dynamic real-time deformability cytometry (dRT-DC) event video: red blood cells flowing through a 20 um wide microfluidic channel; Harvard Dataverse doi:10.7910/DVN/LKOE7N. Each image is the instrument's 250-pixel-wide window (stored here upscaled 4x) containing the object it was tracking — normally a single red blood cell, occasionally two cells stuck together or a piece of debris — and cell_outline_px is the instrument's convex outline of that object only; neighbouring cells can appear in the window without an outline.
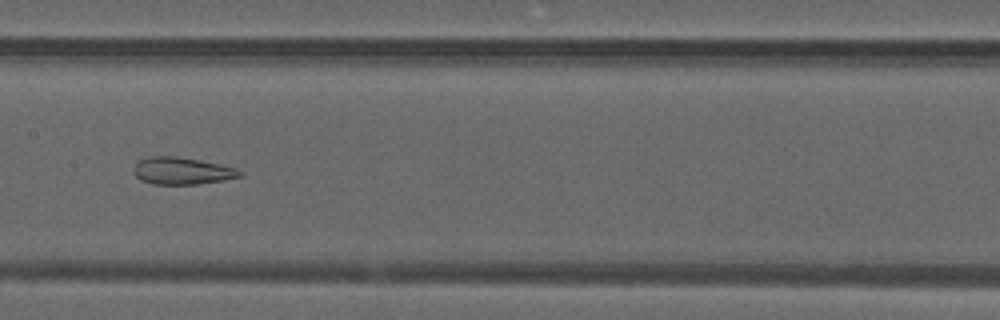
{"species": "common noctule bat (a hibernating species)", "species_latin": "Nyctalus noctula", "temperature_condition": "warm", "stored_images_in_passage": 51, "camera_frame_rate_fps": 3000, "um_per_image_px": 0.085, "animal": {"sex": "male", "forearm_length_mm": 52.5}, "frame": {"image": 1, "passage_image": 26, "time_ms": 8.333, "image_size_px": [1000, 320], "cell_outline_px": [[244, 176], [224, 180], [196, 184], [152, 184], [140, 180], [132, 172], [132, 168], [136, 160], [148, 156], [176, 156], [200, 160], [220, 164], [236, 168], [244, 172]], "centroid_in_image_um": [15.44, 14.51], "position_along_channel_um": 192.0, "area_um2": 17.17}}
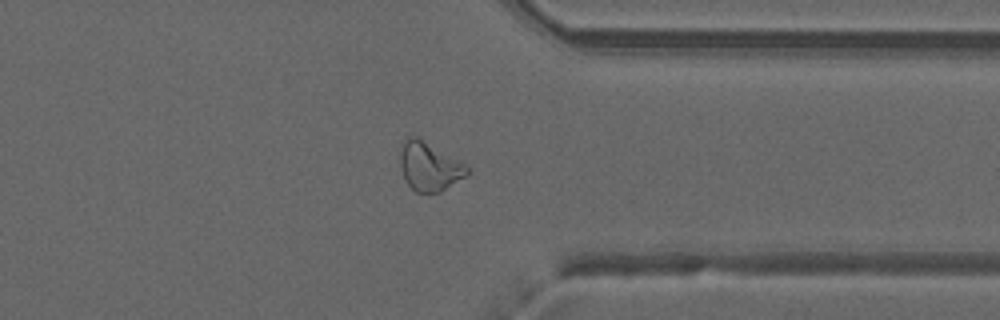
{"frame": {"image": 2, "passage_image": 40, "time_ms": 13.0, "image_size_px": [1000, 320], "cell_outline_px": [[468, 172], [464, 176], [440, 192], [416, 192], [408, 184], [404, 176], [400, 164], [400, 152], [404, 140], [408, 136], [416, 136], [468, 164]], "centroid_in_image_um": [36.49, 14.12], "position_along_channel_um": 374.9, "area_um2": 18.79}}
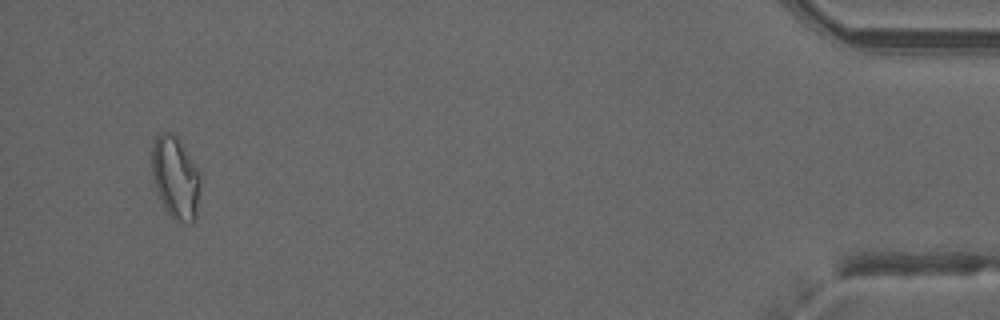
{"frame": {"image": 3, "passage_image": 49, "time_ms": 16.0, "image_size_px": [1000, 320], "cell_outline_px": [[200, 180], [196, 216], [192, 224], [176, 224], [172, 220], [164, 208], [160, 200], [156, 188], [152, 172], [152, 144], [156, 136], [160, 132], [172, 132], [180, 140], [200, 172]], "centroid_in_image_um": [14.92, 15.14], "position_along_channel_um": 420.3, "area_um2": 23.7}, "authors_computed_cell_mechanics": {"area_um2": 21.675, "velocity_mm_per_s": 4.0101, "shape_relaxation_time_tau1_ms": null, "shape_relaxation_time_tau2_ms": 1.8639, "deformation_change_tau1": null, "deformation_change_tau2": 0.1112}}